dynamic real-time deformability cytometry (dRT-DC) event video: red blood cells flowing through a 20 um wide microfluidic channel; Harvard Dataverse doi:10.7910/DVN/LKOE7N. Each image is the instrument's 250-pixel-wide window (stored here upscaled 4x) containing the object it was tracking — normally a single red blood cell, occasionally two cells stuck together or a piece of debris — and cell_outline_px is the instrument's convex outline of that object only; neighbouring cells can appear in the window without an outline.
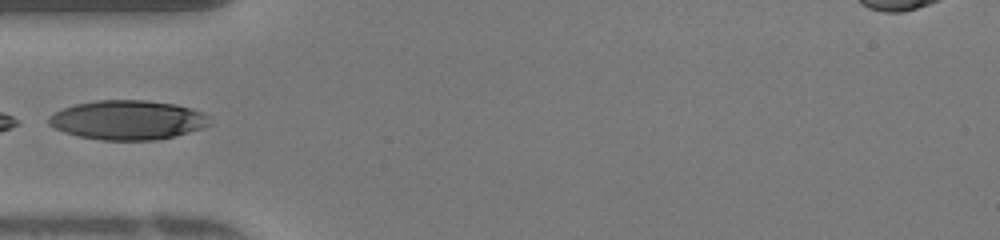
{"species": "human", "species_latin": "Homo sapiens", "temperature_condition": "warm", "stored_images_in_passage": 5, "camera_frame_rate_fps": 3000, "um_per_image_px": 0.085, "donor": {"sex": "female"}, "frame": {"image": 1, "passage_image": 1, "time_ms": 0.0, "image_size_px": [1000, 240], "cell_outline_px": [[208, 124], [204, 128], [176, 136], [156, 140], [104, 140], [76, 136], [64, 132], [48, 124], [48, 116], [64, 108], [76, 104], [96, 100], [144, 100], [176, 104], [204, 112], [208, 116]], "centroid_in_image_um": [10.86, 10.2], "position_along_channel_um": 74.1, "area_um2": 36.93}}